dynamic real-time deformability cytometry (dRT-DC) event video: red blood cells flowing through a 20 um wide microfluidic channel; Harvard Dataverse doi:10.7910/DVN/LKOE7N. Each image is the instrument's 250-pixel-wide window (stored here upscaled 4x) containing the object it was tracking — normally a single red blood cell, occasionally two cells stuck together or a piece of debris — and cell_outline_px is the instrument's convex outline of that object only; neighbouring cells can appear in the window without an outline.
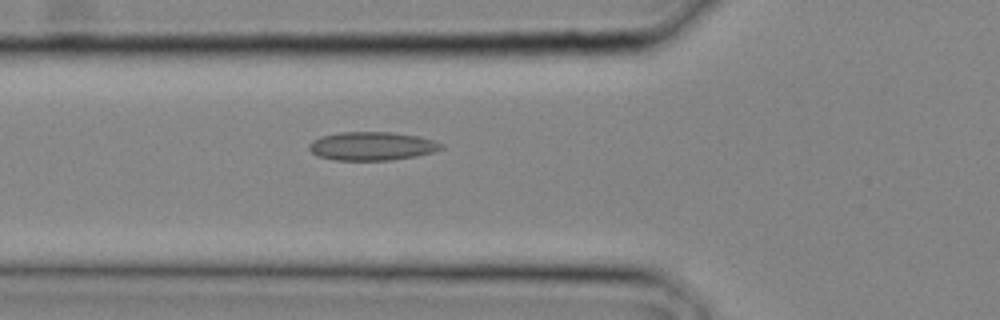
{"species": "common noctule bat (a hibernating species)", "species_latin": "Nyctalus noctula", "temperature_condition": "cold", "stored_images_in_passage": 12, "camera_frame_rate_fps": 3000, "um_per_image_px": 0.085, "animal": {"sex": "male", "body_mass_g": 20.4}, "frame": {"image": 1, "passage_image": 10, "time_ms": 3.0, "image_size_px": [1000, 320], "cell_outline_px": [[444, 148], [432, 152], [416, 156], [392, 160], [336, 160], [316, 156], [308, 148], [308, 144], [312, 140], [320, 136], [340, 132], [392, 132], [420, 136], [444, 144]], "centroid_in_image_um": [31.6, 12.41], "position_along_channel_um": 94.2, "area_um2": 22.14}}
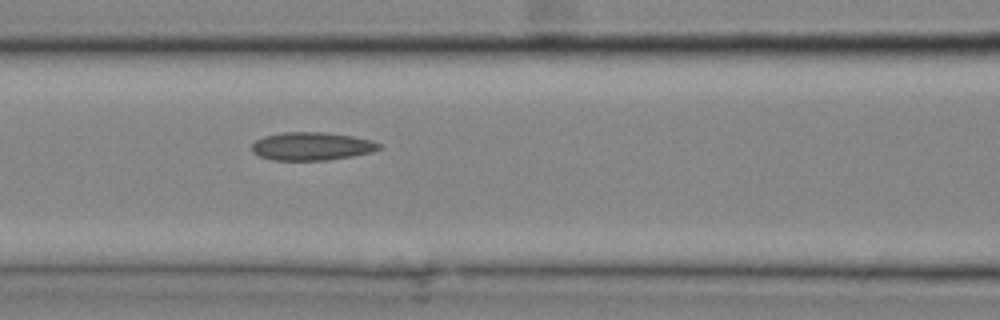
{"frame": {"image": 2, "passage_image": 12, "time_ms": 3.667, "image_size_px": [1000, 320], "cell_outline_px": [[384, 148], [372, 152], [352, 156], [328, 160], [272, 160], [260, 156], [252, 152], [252, 144], [256, 140], [264, 136], [284, 132], [324, 132], [352, 136], [372, 140], [384, 144]], "centroid_in_image_um": [26.55, 12.43], "position_along_channel_um": 140.0, "area_um2": 21.04}}